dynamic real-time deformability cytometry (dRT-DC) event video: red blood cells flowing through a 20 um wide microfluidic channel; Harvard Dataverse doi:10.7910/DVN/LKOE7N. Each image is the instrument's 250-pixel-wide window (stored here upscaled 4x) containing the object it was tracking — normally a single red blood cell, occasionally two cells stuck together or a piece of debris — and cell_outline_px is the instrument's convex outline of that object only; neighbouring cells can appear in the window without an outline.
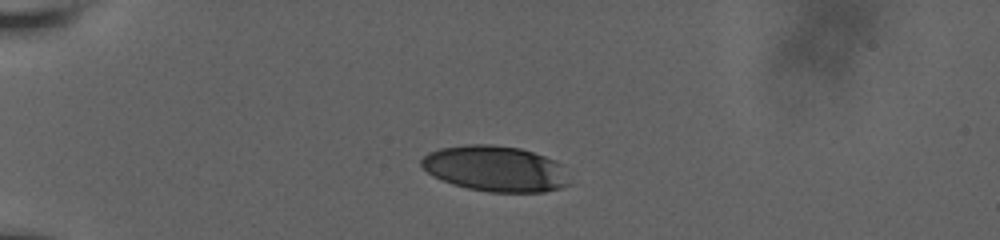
{"species": "human", "species_latin": "Homo sapiens", "temperature_condition": "room temperature", "stored_images_in_passage": 40, "camera_frame_rate_fps": 3000, "um_per_image_px": 0.085, "donor": {"sex": "male"}, "frame": {"image": 1, "passage_image": 1, "time_ms": 0.0, "image_size_px": [1000, 240], "cell_outline_px": [[568, 184], [560, 188], [544, 192], [488, 192], [468, 188], [452, 184], [428, 172], [420, 164], [420, 160], [428, 152], [440, 148], [468, 144], [492, 144], [520, 148], [556, 160], [560, 164]], "centroid_in_image_um": [42.07, 14.33], "position_along_channel_um": 42.9, "area_um2": 39.07}}
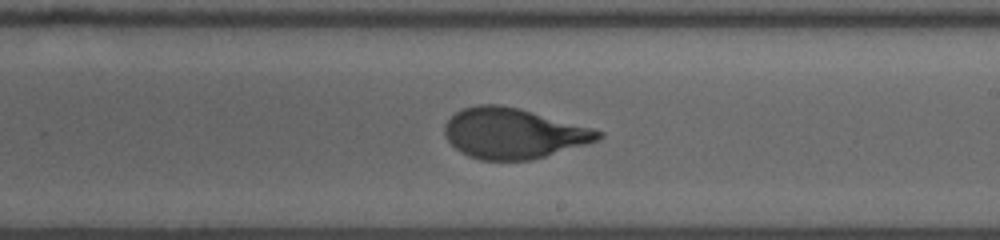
{"frame": {"image": 2, "passage_image": 20, "time_ms": 6.667, "image_size_px": [1000, 240], "cell_outline_px": [[604, 136], [596, 140], [584, 144], [532, 160], [480, 160], [468, 156], [460, 152], [444, 136], [444, 124], [456, 112], [464, 108], [480, 104], [500, 104], [520, 108], [592, 128], [604, 132]], "centroid_in_image_um": [43.6, 11.33], "position_along_channel_um": 245.4, "area_um2": 44.91}}
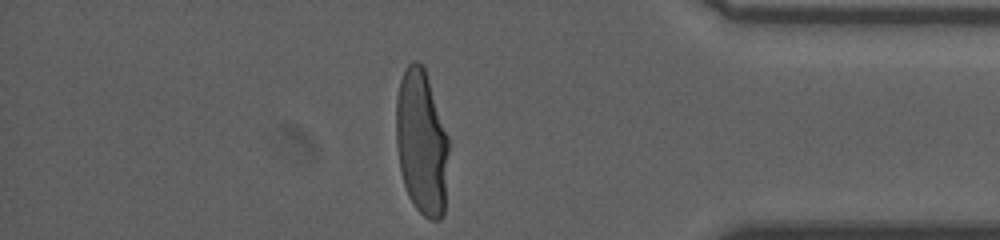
{"frame": {"image": 3, "passage_image": 38, "time_ms": 11.333, "image_size_px": [1000, 240], "cell_outline_px": [[448, 152], [444, 212], [440, 220], [428, 220], [416, 208], [408, 196], [404, 184], [400, 168], [396, 144], [396, 100], [400, 80], [404, 68], [412, 60], [416, 60], [424, 68], [448, 136]], "centroid_in_image_um": [35.82, 12.12], "position_along_channel_um": 399.4, "area_um2": 44.33}, "authors_computed_cell_mechanics": {"area_um2": 45.0551, "velocity_mm_per_s": 3.7777, "shape_relaxation_time_tau1_ms": 5.2271, "shape_relaxation_time_tau2_ms": null, "deformation_change_tau1": 0.2448, "deformation_change_tau2": null}}